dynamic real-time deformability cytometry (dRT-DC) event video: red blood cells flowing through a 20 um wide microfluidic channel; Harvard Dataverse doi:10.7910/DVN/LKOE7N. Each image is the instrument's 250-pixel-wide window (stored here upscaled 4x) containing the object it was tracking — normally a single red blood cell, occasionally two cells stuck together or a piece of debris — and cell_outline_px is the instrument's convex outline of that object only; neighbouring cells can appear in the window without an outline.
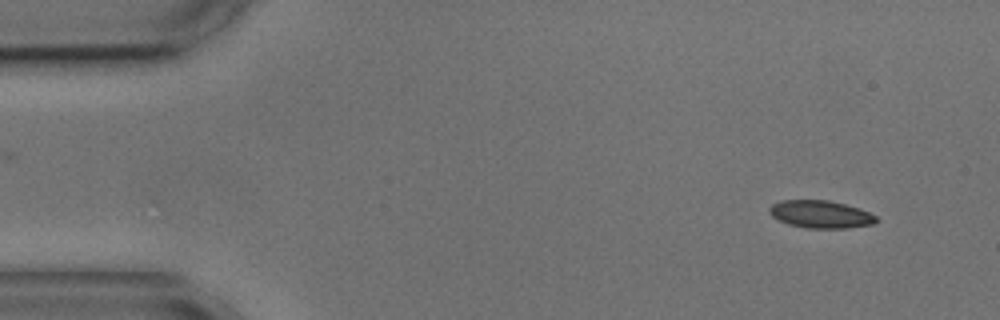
{"species": "common noctule bat (a hibernating species)", "species_latin": "Nyctalus noctula", "temperature_condition": "cold", "stored_images_in_passage": 4, "camera_frame_rate_fps": 3000, "um_per_image_px": 0.085, "animal": {"sex": "male", "body_mass_g": 17.9, "forearm_length_mm": 54.2}, "frame": {"image": 1, "passage_image": 1, "time_ms": 0.0, "image_size_px": [1000, 320], "cell_outline_px": [[880, 220], [872, 224], [844, 228], [804, 228], [788, 224], [772, 216], [768, 212], [768, 208], [772, 204], [780, 200], [828, 200], [844, 204], [868, 212], [876, 216]], "centroid_in_image_um": [69.71, 18.21], "position_along_channel_um": 15.3, "area_um2": 17.11}}
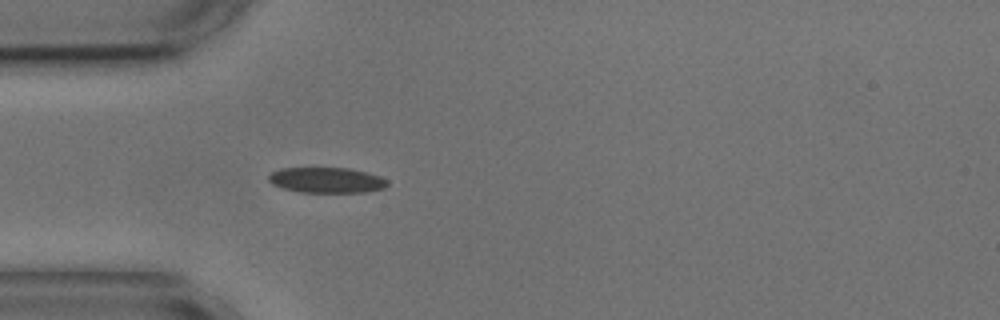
{"frame": {"image": 2, "passage_image": 4, "time_ms": 3.667, "image_size_px": [1000, 320], "cell_outline_px": [[388, 184], [384, 188], [364, 192], [300, 192], [284, 188], [272, 184], [268, 180], [268, 176], [272, 172], [280, 168], [348, 168], [368, 172], [380, 176], [388, 180]], "centroid_in_image_um": [27.77, 15.3], "position_along_channel_um": 57.2, "area_um2": 17.63}}